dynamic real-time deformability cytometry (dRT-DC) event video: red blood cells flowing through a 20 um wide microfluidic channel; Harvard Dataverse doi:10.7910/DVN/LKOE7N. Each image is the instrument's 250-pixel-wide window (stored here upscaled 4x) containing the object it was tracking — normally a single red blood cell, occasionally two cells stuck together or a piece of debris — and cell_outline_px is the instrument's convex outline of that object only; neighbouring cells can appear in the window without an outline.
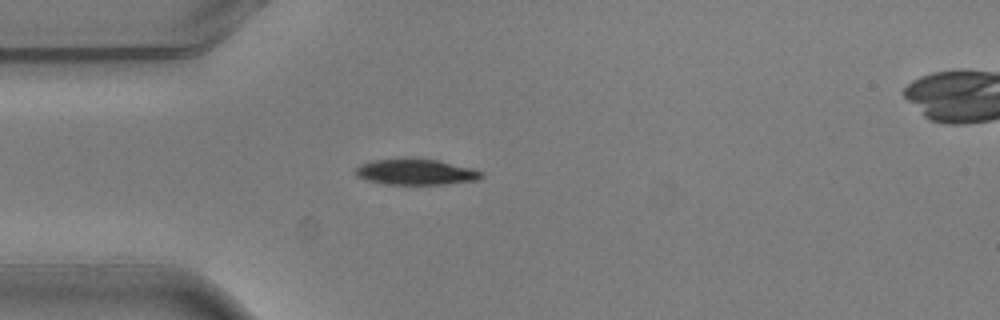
{"species": "common noctule bat (a hibernating species)", "species_latin": "Nyctalus noctula", "temperature_condition": "warm", "stored_images_in_passage": 4, "camera_frame_rate_fps": 3000, "um_per_image_px": 0.085, "animal": {"sex": "male", "body_mass_g": 20.5, "forearm_length_mm": 52.5}, "frame": {"image": 1, "passage_image": 4, "time_ms": 1.0, "image_size_px": [1000, 320], "cell_outline_px": [[484, 176], [476, 180], [448, 184], [384, 184], [364, 180], [356, 176], [352, 172], [360, 164], [372, 160], [436, 160], [472, 168], [484, 172]], "centroid_in_image_um": [35.32, 14.65], "position_along_channel_um": 49.7, "area_um2": 18.67}}